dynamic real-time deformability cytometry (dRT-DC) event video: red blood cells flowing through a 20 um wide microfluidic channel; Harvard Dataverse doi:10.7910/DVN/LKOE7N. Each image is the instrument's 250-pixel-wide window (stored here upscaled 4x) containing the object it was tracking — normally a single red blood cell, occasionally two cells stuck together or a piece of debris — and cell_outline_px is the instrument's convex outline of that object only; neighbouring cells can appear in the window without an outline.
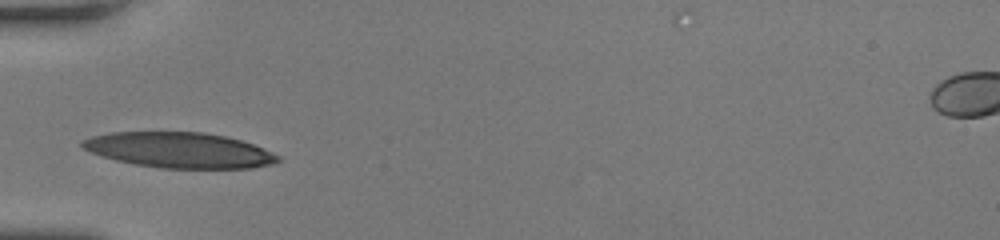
{"species": "human", "species_latin": "Homo sapiens", "temperature_condition": "room temperature", "stored_images_in_passage": 26, "camera_frame_rate_fps": 3000, "um_per_image_px": 0.085, "donor": {"sex": "female"}, "frame": {"image": 1, "passage_image": 1, "time_ms": 0.0, "image_size_px": [1000, 240], "cell_outline_px": [[280, 160], [272, 164], [252, 168], [160, 168], [136, 164], [116, 160], [92, 152], [84, 148], [80, 144], [80, 140], [92, 136], [108, 132], [204, 132], [224, 136], [240, 140], [252, 144], [272, 152], [280, 156]], "centroid_in_image_um": [15.24, 12.76], "position_along_channel_um": 69.8, "area_um2": 40.23}}
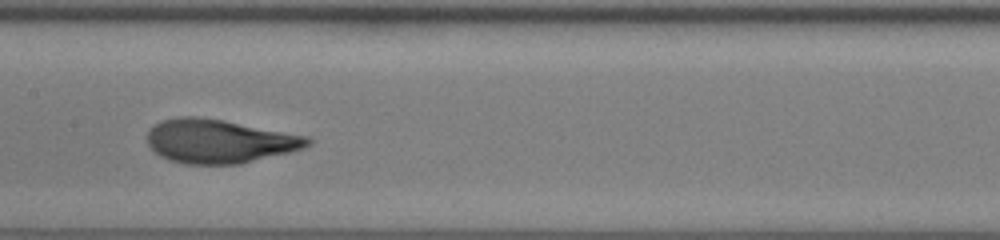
{"frame": {"image": 2, "passage_image": 10, "time_ms": 3.0, "image_size_px": [1000, 240], "cell_outline_px": [[312, 144], [304, 148], [240, 164], [184, 164], [160, 156], [148, 144], [148, 128], [160, 120], [176, 116], [196, 116], [224, 120], [308, 136], [312, 140]], "centroid_in_image_um": [18.62, 11.99], "position_along_channel_um": 188.8, "area_um2": 40.98}}
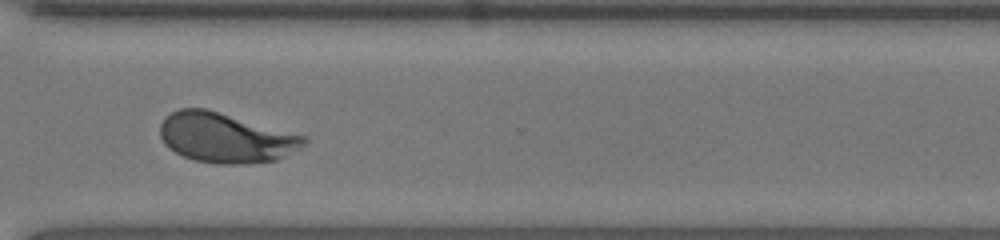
{"frame": {"image": 3, "passage_image": 22, "time_ms": 7.0, "image_size_px": [1000, 240], "cell_outline_px": [[308, 140], [304, 144], [276, 160], [244, 164], [216, 164], [192, 160], [168, 148], [164, 144], [160, 136], [160, 124], [164, 116], [180, 108], [208, 108], [308, 136]], "centroid_in_image_um": [19.15, 11.69], "position_along_channel_um": 351.4, "area_um2": 42.14}, "authors_computed_cell_mechanics": {"area_um2": 41.038, "velocity_mm_per_s": 4.0477, "shape_relaxation_time_tau1_ms": 4.1234, "shape_relaxation_time_tau2_ms": null, "deformation_change_tau1": 0.2006, "deformation_change_tau2": null}}